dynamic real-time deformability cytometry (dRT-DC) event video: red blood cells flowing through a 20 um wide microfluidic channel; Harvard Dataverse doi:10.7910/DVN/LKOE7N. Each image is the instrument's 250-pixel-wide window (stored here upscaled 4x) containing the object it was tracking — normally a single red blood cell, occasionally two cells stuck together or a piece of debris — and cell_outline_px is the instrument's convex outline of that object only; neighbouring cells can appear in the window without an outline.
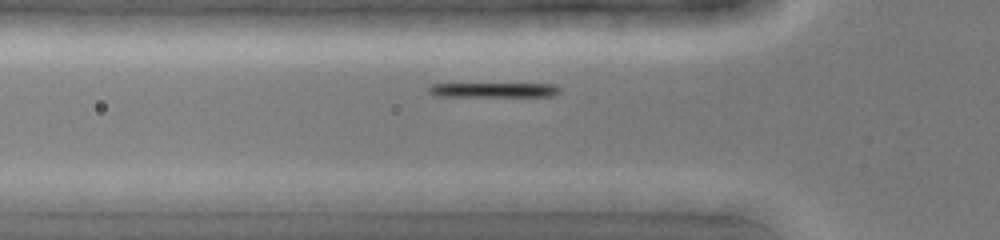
{"species": "common noctule bat (a hibernating species)", "species_latin": "Nyctalus noctula", "temperature_condition": "cold", "stored_images_in_passage": 32, "camera_frame_rate_fps": 3000, "um_per_image_px": 0.085, "animal": {"sex": "female", "body_mass_g": 19.0, "forearm_length_mm": 51.5}, "frame": {"image": 1, "passage_image": 7, "time_ms": 2.0, "image_size_px": [1000, 240], "cell_outline_px": [[560, 92], [552, 96], [436, 96], [428, 92], [428, 88], [432, 84], [556, 84], [560, 88]], "centroid_in_image_um": [41.99, 7.65], "position_along_channel_um": 83.8, "area_um2": 11.1}}
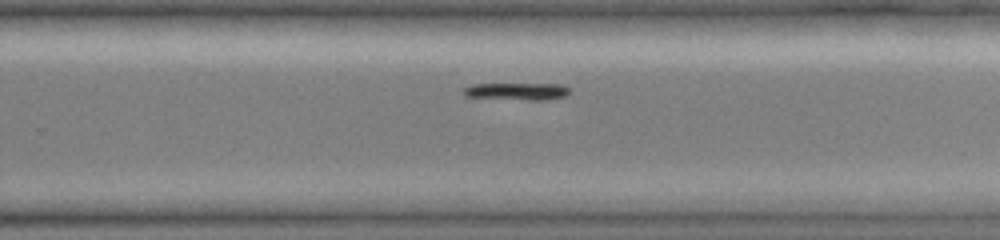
{"frame": {"image": 2, "passage_image": 21, "time_ms": 6.667, "image_size_px": [1000, 240], "cell_outline_px": [[568, 92], [564, 96], [540, 100], [532, 100], [464, 96], [464, 88], [472, 84], [560, 84], [568, 88]], "centroid_in_image_um": [43.91, 7.75], "position_along_channel_um": 285.9, "area_um2": 10.29}}
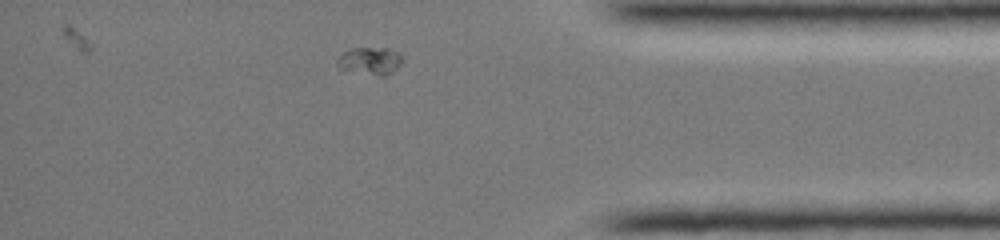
{"frame": {"image": 3, "passage_image": 30, "time_ms": 9.667, "image_size_px": [1000, 240], "cell_outline_px": [[400, 64], [392, 72], [384, 76], [380, 76], [336, 68], [336, 60], [348, 48], [388, 48], [400, 52]], "centroid_in_image_um": [31.41, 5.16], "position_along_channel_um": 403.8, "area_um2": 10.4}}